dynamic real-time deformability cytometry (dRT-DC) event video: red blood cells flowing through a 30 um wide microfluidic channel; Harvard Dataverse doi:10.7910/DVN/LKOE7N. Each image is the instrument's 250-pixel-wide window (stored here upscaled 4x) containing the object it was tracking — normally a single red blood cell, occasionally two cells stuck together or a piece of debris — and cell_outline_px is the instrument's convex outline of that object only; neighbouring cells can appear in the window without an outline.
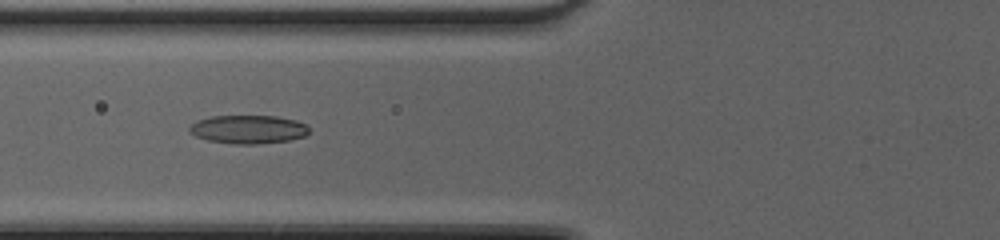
{"species": "common noctule bat (a hibernating species)", "species_latin": "Nyctalus noctula", "temperature_condition": "cold", "stored_images_in_passage": 30, "camera_frame_rate_fps": 3000, "um_per_image_px": 0.085, "animal": {"sex": "female", "body_mass_g": 20.0, "forearm_length_mm": 54.0}, "frame": {"image": 1, "passage_image": 3, "time_ms": 0.667, "image_size_px": [1000, 240], "cell_outline_px": [[308, 132], [304, 136], [288, 140], [256, 144], [232, 144], [208, 140], [196, 136], [188, 132], [188, 128], [196, 120], [212, 116], [276, 116], [296, 120], [304, 124], [308, 128]], "centroid_in_image_um": [21.05, 10.99], "position_along_channel_um": 104.7, "area_um2": 19.77}}
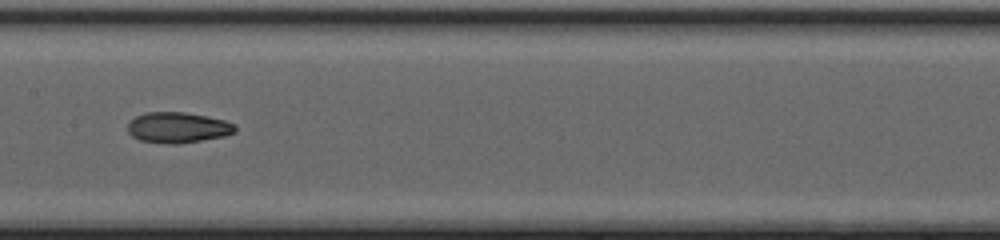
{"frame": {"image": 2, "passage_image": 9, "time_ms": 2.667, "image_size_px": [1000, 240], "cell_outline_px": [[236, 132], [224, 136], [180, 144], [168, 144], [140, 140], [132, 136], [128, 132], [128, 124], [136, 116], [148, 112], [184, 112], [224, 120], [236, 124]], "centroid_in_image_um": [15.13, 10.85], "position_along_channel_um": 192.3, "area_um2": 19.13}}
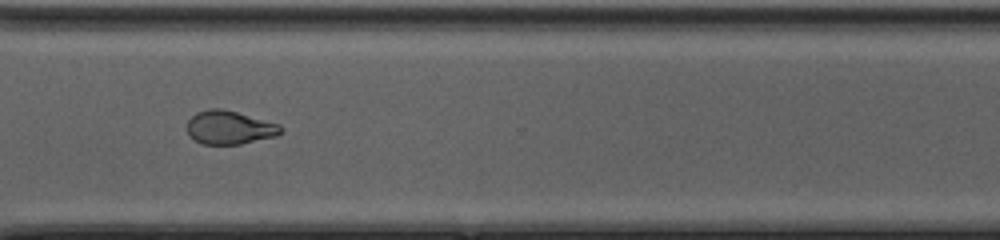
{"frame": {"image": 3, "passage_image": 20, "time_ms": 6.333, "image_size_px": [1000, 240], "cell_outline_px": [[284, 128], [276, 136], [240, 144], [204, 144], [188, 136], [188, 120], [196, 112], [208, 108], [220, 108], [236, 112], [280, 124]], "centroid_in_image_um": [19.5, 10.83], "position_along_channel_um": 351.1, "area_um2": 18.21}, "authors_computed_cell_mechanics": {"area_um2": 18.9295, "velocity_mm_per_s": 4.3461, "shape_relaxation_time_tau1_ms": 5.8809, "shape_relaxation_time_tau2_ms": 2.9351, "deformation_change_tau1": 0.1662, "deformation_change_tau2": 0.0876}}